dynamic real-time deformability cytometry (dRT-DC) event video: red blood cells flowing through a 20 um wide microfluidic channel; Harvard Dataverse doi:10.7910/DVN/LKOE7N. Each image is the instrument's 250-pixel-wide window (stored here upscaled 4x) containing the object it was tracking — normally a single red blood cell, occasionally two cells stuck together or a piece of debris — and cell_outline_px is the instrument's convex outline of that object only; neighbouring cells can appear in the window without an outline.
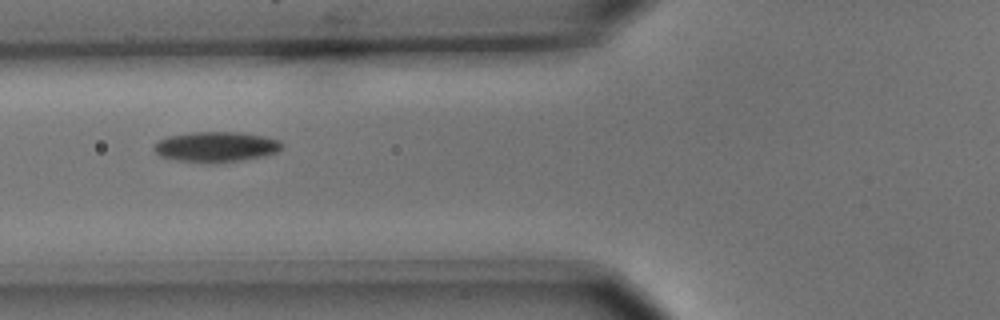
{"species": "common noctule bat (a hibernating species)", "species_latin": "Nyctalus noctula", "temperature_condition": "cold", "stored_images_in_passage": 12, "camera_frame_rate_fps": 3000, "um_per_image_px": 0.085, "animal": {"sex": "male", "body_mass_g": 15.6}, "frame": {"image": 1, "passage_image": 3, "time_ms": 0.667, "image_size_px": [1000, 320], "cell_outline_px": [[284, 148], [276, 152], [264, 156], [244, 160], [216, 164], [204, 164], [176, 160], [160, 156], [152, 148], [160, 140], [168, 136], [192, 132], [240, 132], [264, 136], [280, 140], [284, 144]], "centroid_in_image_um": [18.4, 12.5], "position_along_channel_um": 107.4, "area_um2": 23.06}}
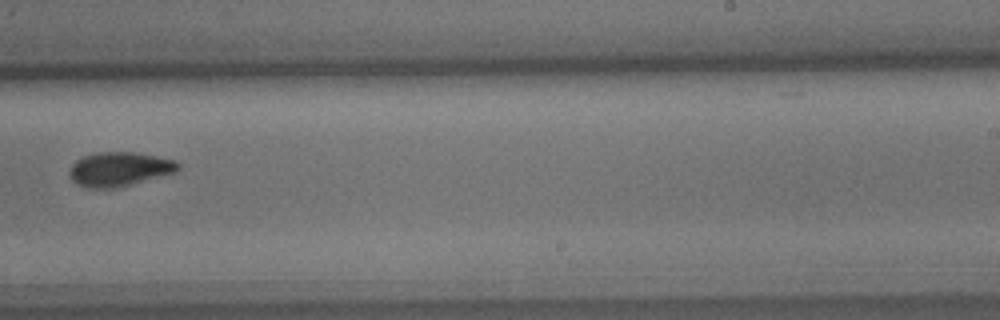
{"frame": {"image": 2, "passage_image": 7, "time_ms": 2.0, "image_size_px": [1000, 320], "cell_outline_px": [[180, 168], [176, 172], [132, 184], [116, 188], [84, 188], [76, 184], [68, 176], [68, 172], [72, 164], [76, 160], [84, 156], [96, 152], [136, 152], [176, 160], [180, 164]], "centroid_in_image_um": [10.12, 14.38], "position_along_channel_um": 278.9, "area_um2": 21.91}}
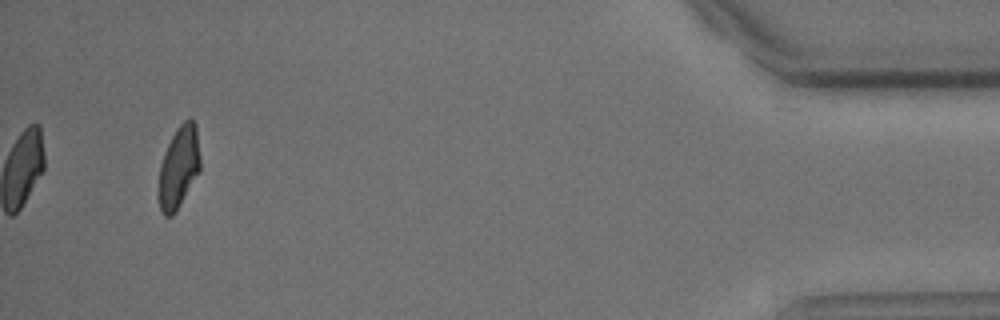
{"frame": {"image": 3, "passage_image": 12, "time_ms": 3.667, "image_size_px": [1000, 320], "cell_outline_px": [[200, 172], [176, 212], [172, 216], [164, 216], [160, 208], [156, 196], [156, 188], [160, 164], [164, 152], [176, 128], [184, 120], [192, 120], [196, 124], [200, 156]], "centroid_in_image_um": [15.16, 14.27], "position_along_channel_um": 420.0, "area_um2": 20.46}}